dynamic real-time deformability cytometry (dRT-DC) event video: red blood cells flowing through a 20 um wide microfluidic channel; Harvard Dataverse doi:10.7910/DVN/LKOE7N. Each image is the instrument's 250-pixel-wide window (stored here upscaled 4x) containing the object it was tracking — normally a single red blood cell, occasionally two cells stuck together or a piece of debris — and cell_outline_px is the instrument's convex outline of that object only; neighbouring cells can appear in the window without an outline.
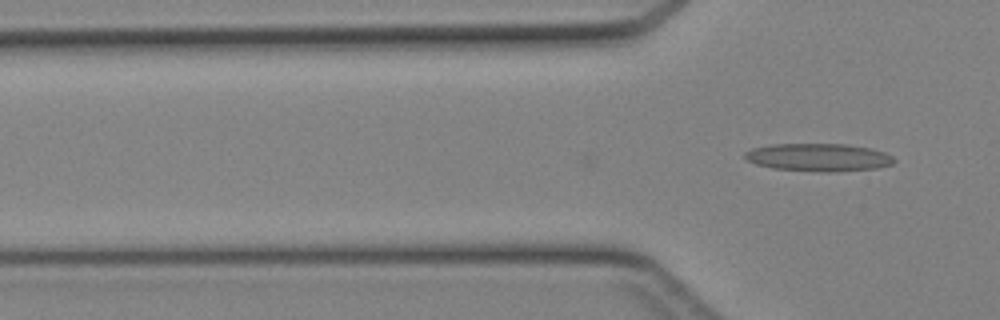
{"species": "Egyptian fruit bat (a non-hibernating species)", "species_latin": "Rousettus aegyptiacus", "temperature_condition": "cold", "stored_images_in_passage": 3, "camera_frame_rate_fps": 3000, "um_per_image_px": 0.085, "animal": {"sex": "female"}, "frame": {"image": 1, "passage_image": 3, "time_ms": 0.667, "image_size_px": [1000, 320], "cell_outline_px": [[896, 160], [892, 164], [876, 168], [828, 172], [772, 168], [756, 164], [748, 160], [744, 156], [744, 152], [752, 148], [772, 144], [848, 144], [872, 148], [884, 152], [892, 156]], "centroid_in_image_um": [69.58, 13.36], "position_along_channel_um": 56.2, "area_um2": 24.1}}